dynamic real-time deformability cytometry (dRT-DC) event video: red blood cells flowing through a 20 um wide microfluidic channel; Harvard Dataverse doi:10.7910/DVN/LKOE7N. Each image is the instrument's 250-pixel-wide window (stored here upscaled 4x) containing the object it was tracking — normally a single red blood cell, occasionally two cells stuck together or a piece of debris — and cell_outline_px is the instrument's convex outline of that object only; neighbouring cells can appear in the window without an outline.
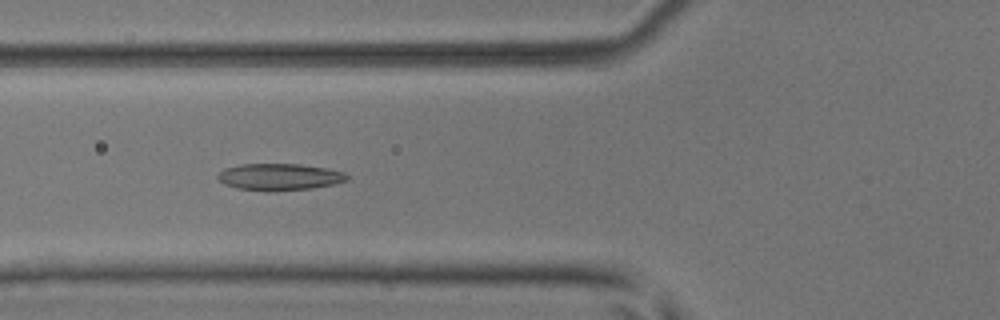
{"species": "common noctule bat (a hibernating species)", "species_latin": "Nyctalus noctula", "temperature_condition": "room temperature", "stored_images_in_passage": 23, "camera_frame_rate_fps": 3000, "um_per_image_px": 0.085, "animal": {"sex": "male", "body_mass_g": 17.9, "forearm_length_mm": 54.2}, "frame": {"image": 1, "passage_image": 5, "time_ms": 1.333, "image_size_px": [1000, 320], "cell_outline_px": [[348, 180], [332, 184], [312, 188], [276, 192], [268, 192], [236, 188], [224, 184], [216, 176], [224, 168], [240, 164], [300, 164], [324, 168], [344, 172], [348, 176]], "centroid_in_image_um": [23.72, 15.05], "position_along_channel_um": 102.1, "area_um2": 20.29}}
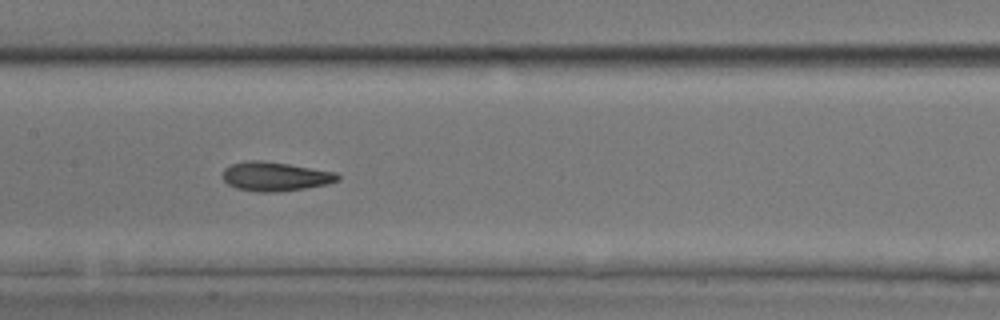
{"frame": {"image": 2, "passage_image": 11, "time_ms": 3.333, "image_size_px": [1000, 320], "cell_outline_px": [[340, 180], [328, 184], [304, 188], [272, 192], [256, 192], [236, 188], [228, 184], [220, 176], [224, 168], [232, 164], [248, 160], [260, 160], [288, 164], [336, 172], [340, 176]], "centroid_in_image_um": [23.36, 14.99], "position_along_channel_um": 184.0, "area_um2": 19.54}}
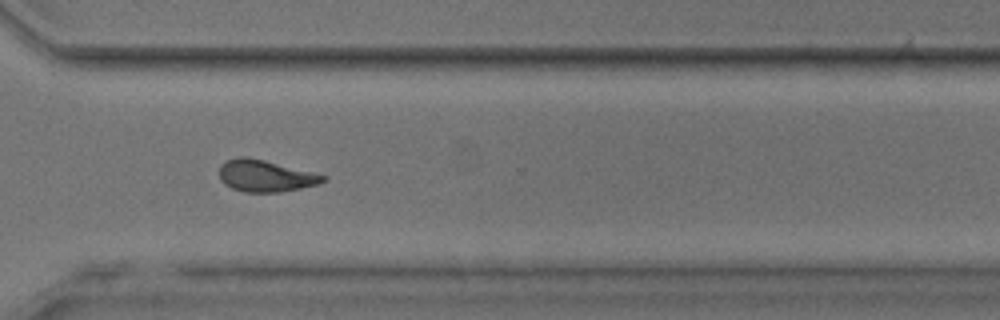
{"frame": {"image": 3, "passage_image": 23, "time_ms": 7.333, "image_size_px": [1000, 320], "cell_outline_px": [[328, 176], [320, 184], [280, 192], [244, 192], [232, 188], [224, 184], [220, 180], [220, 164], [228, 160], [240, 156], [248, 156]], "centroid_in_image_um": [22.54, 14.95], "position_along_channel_um": 348.1, "area_um2": 19.13}}